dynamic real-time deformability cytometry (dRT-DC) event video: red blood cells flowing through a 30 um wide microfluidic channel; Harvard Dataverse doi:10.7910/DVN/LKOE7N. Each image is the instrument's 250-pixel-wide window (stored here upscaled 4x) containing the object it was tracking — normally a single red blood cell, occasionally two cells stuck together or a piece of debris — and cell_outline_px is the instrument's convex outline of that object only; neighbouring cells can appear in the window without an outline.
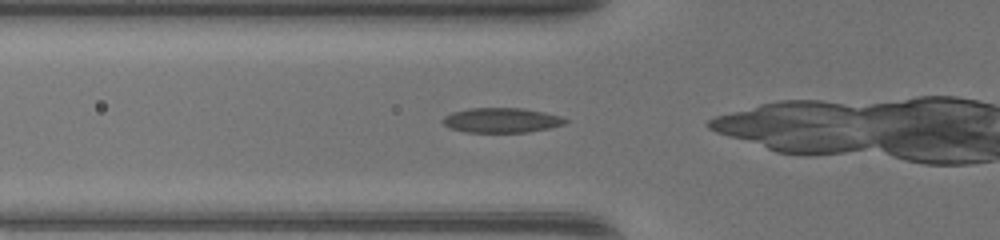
{"species": "common noctule bat (a hibernating species)", "species_latin": "Nyctalus noctula", "temperature_condition": "warm", "stored_images_in_passage": 32, "camera_frame_rate_fps": 3000, "um_per_image_px": 0.085, "animal": {"sex": "female", "body_mass_g": 17.0, "forearm_length_mm": 48.0}, "frame": {"image": 1, "passage_image": 11, "time_ms": 3.333, "image_size_px": [1000, 240], "cell_outline_px": [[568, 120], [564, 124], [552, 128], [528, 132], [464, 132], [452, 128], [444, 124], [440, 120], [444, 116], [452, 112], [468, 108], [524, 108], [544, 112], [560, 116]], "centroid_in_image_um": [42.63, 10.22], "position_along_channel_um": 83.2, "area_um2": 17.8}}
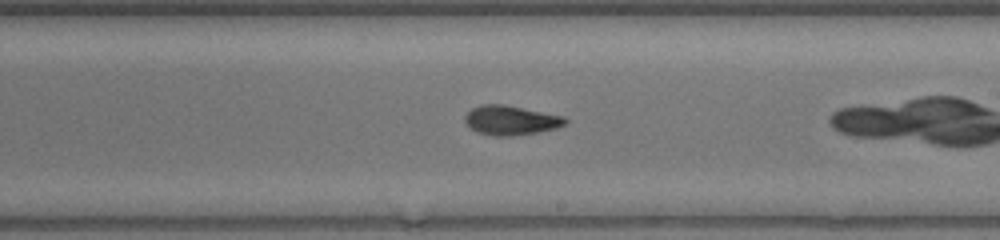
{"frame": {"image": 2, "passage_image": 22, "time_ms": 7.0, "image_size_px": [1000, 240], "cell_outline_px": [[568, 124], [556, 128], [536, 132], [512, 136], [492, 136], [476, 132], [464, 120], [464, 116], [472, 108], [480, 104], [504, 104], [564, 116], [568, 120]], "centroid_in_image_um": [43.43, 10.22], "position_along_channel_um": 245.6, "area_um2": 17.28}}
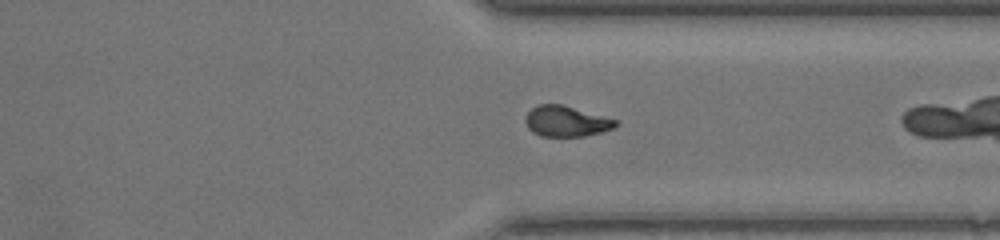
{"frame": {"image": 3, "passage_image": 30, "time_ms": 9.667, "image_size_px": [1000, 240], "cell_outline_px": [[620, 124], [612, 128], [600, 132], [584, 136], [540, 136], [532, 132], [528, 128], [524, 120], [528, 112], [532, 108], [540, 104], [564, 104], [616, 120]], "centroid_in_image_um": [48.1, 10.3], "position_along_channel_um": 363.3, "area_um2": 16.07}}